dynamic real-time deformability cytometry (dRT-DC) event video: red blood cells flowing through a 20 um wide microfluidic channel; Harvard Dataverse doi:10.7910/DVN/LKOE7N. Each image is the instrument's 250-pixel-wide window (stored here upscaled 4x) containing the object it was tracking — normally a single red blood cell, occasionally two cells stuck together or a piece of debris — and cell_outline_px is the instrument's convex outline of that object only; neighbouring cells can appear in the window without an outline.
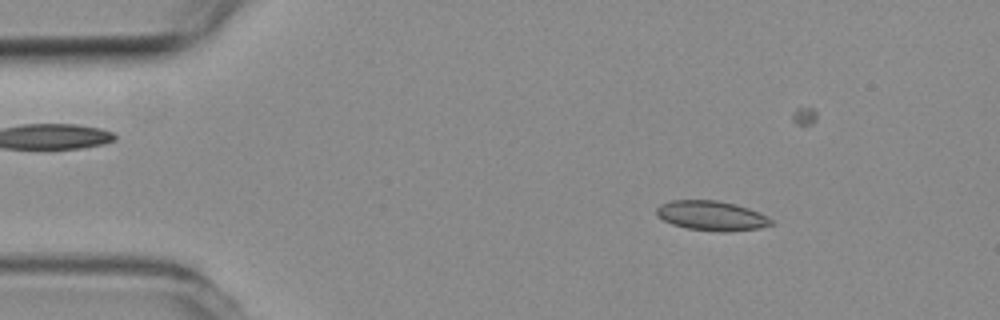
{"species": "common noctule bat (a hibernating species)", "species_latin": "Nyctalus noctula", "temperature_condition": "room temperature", "stored_images_in_passage": 54, "camera_frame_rate_fps": 3000, "um_per_image_px": 0.085, "animal": {"sex": "female", "body_mass_g": 19.3, "forearm_length_mm": 54.1}, "frame": {"image": 1, "passage_image": 7, "time_ms": 2.0, "image_size_px": [1000, 320], "cell_outline_px": [[776, 224], [760, 228], [728, 232], [720, 232], [688, 228], [672, 224], [656, 216], [656, 208], [660, 204], [672, 200], [716, 200], [736, 204], [760, 212], [768, 216]], "centroid_in_image_um": [60.52, 18.34], "position_along_channel_um": 24.5, "area_um2": 20.06}}
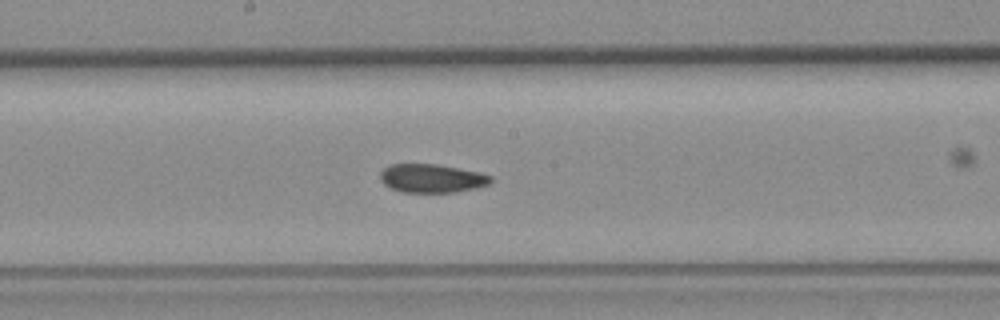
{"frame": {"image": 2, "passage_image": 27, "time_ms": 8.667, "image_size_px": [1000, 320], "cell_outline_px": [[492, 180], [488, 184], [476, 188], [456, 192], [404, 192], [392, 188], [384, 184], [380, 180], [380, 172], [384, 168], [392, 164], [436, 164], [460, 168], [480, 172], [492, 176]], "centroid_in_image_um": [36.71, 15.15], "position_along_channel_um": 211.5, "area_um2": 18.38}}
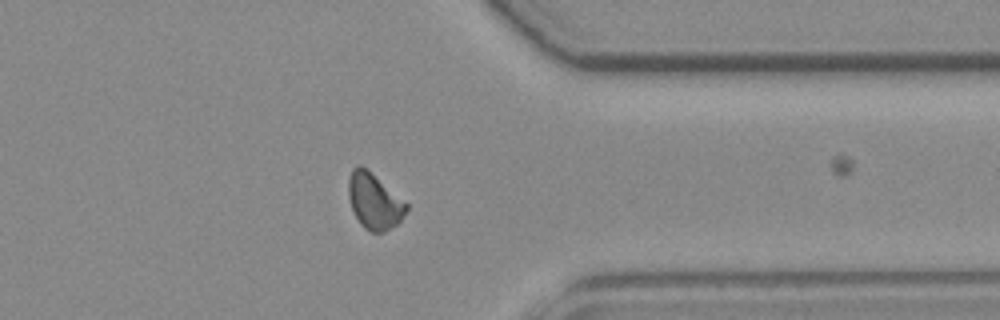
{"frame": {"image": 3, "passage_image": 41, "time_ms": 13.333, "image_size_px": [1000, 320], "cell_outline_px": [[408, 208], [400, 220], [396, 224], [384, 232], [372, 232], [364, 228], [360, 224], [352, 212], [348, 196], [348, 180], [352, 168], [356, 164], [360, 164], [368, 168], [408, 204]], "centroid_in_image_um": [31.77, 17.07], "position_along_channel_um": 379.6, "area_um2": 19.07}, "authors_computed_cell_mechanics": {"area_um2": 18.8717, "velocity_mm_per_s": 3.8092, "shape_relaxation_time_tau1_ms": null, "shape_relaxation_time_tau2_ms": 8.5675, "deformation_change_tau1": null, "deformation_change_tau2": 0.126}}